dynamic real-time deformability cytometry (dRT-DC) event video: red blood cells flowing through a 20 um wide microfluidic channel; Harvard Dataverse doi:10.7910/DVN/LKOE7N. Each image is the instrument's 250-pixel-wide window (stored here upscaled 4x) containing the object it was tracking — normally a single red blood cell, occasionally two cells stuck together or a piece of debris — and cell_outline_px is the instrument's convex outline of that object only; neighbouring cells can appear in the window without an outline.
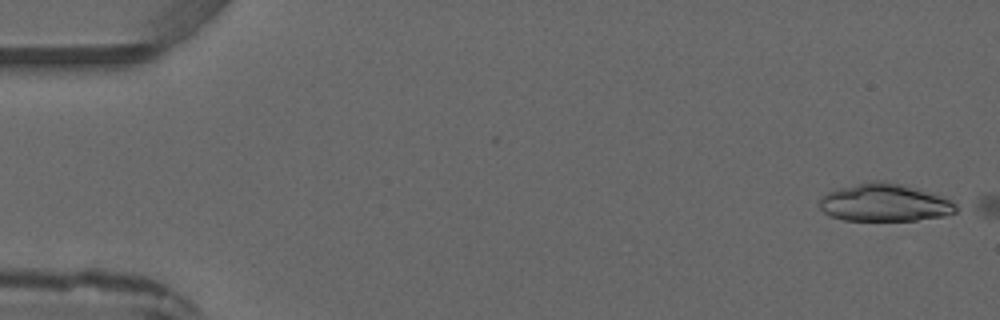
{"species": "common noctule bat (a hibernating species)", "species_latin": "Nyctalus noctula", "temperature_condition": "warm", "stored_images_in_passage": 2, "camera_frame_rate_fps": 3000, "um_per_image_px": 0.085, "animal": {"sex": "male", "forearm_length_mm": 52.5}, "frame": {"image": 1, "passage_image": 1, "time_ms": 0.0, "image_size_px": [1000, 320], "cell_outline_px": [[964, 208], [956, 212], [944, 216], [916, 220], [844, 220], [832, 216], [824, 212], [816, 204], [828, 192], [836, 188], [868, 180], [884, 180], [904, 184], [940, 196]], "centroid_in_image_um": [75.19, 17.21], "position_along_channel_um": 9.8, "area_um2": 30.29}}